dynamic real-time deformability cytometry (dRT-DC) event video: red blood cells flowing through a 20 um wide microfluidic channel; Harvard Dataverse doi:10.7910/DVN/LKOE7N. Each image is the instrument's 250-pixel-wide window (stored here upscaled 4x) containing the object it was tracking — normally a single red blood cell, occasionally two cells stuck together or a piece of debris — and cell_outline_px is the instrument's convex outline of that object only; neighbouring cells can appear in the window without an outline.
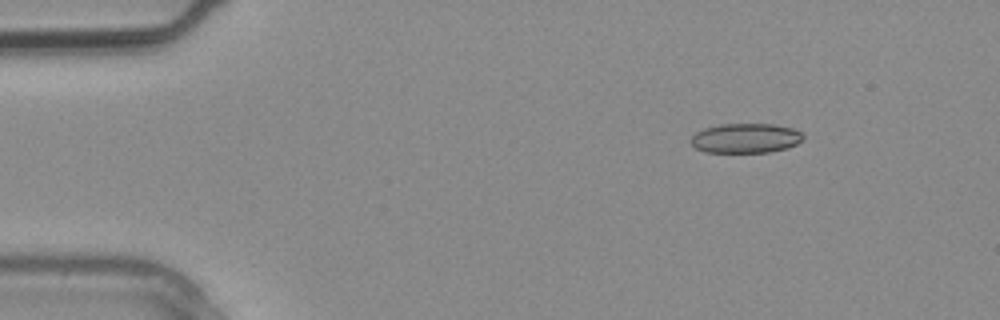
{"species": "common noctule bat (a hibernating species)", "species_latin": "Nyctalus noctula", "temperature_condition": "warm", "stored_images_in_passage": 2, "camera_frame_rate_fps": 3000, "um_per_image_px": 0.085, "animal": {"sex": "male", "body_mass_g": 20.4}, "frame": {"image": 1, "passage_image": 1, "time_ms": 0.0, "image_size_px": [1000, 320], "cell_outline_px": [[804, 140], [788, 148], [768, 152], [704, 152], [696, 148], [688, 140], [696, 132], [704, 128], [720, 124], [772, 124], [792, 128], [800, 132], [804, 136]], "centroid_in_image_um": [63.37, 11.75], "position_along_channel_um": 21.6, "area_um2": 19.48}}